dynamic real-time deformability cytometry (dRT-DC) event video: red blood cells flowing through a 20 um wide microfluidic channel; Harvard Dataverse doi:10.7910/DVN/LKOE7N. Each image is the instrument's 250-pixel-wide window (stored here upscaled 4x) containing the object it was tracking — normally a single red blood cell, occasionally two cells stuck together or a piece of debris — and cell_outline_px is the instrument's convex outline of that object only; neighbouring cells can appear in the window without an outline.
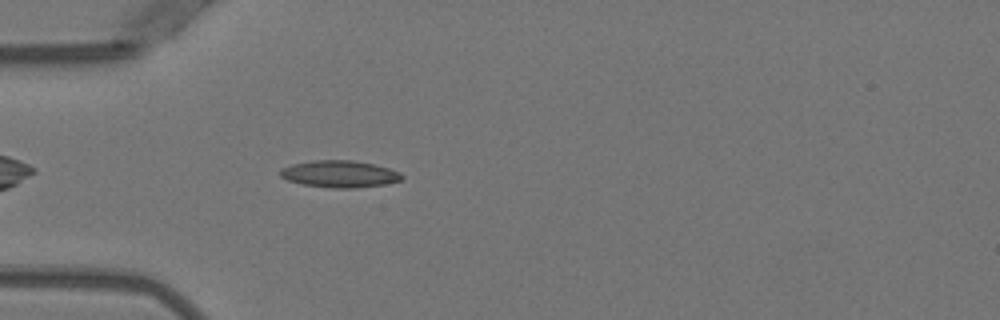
{"species": "Egyptian fruit bat (a non-hibernating species)", "species_latin": "Rousettus aegyptiacus", "temperature_condition": "warm", "stored_images_in_passage": 40, "camera_frame_rate_fps": 3000, "um_per_image_px": 0.085, "animal": {"sex": "female"}, "frame": {"image": 1, "passage_image": 4, "time_ms": 1.0, "image_size_px": [1000, 320], "cell_outline_px": [[404, 176], [400, 180], [384, 184], [356, 188], [332, 188], [304, 184], [288, 180], [280, 176], [280, 168], [292, 164], [312, 160], [352, 160], [372, 164], [388, 168], [400, 172]], "centroid_in_image_um": [28.85, 14.78], "position_along_channel_um": 56.2, "area_um2": 18.96}}
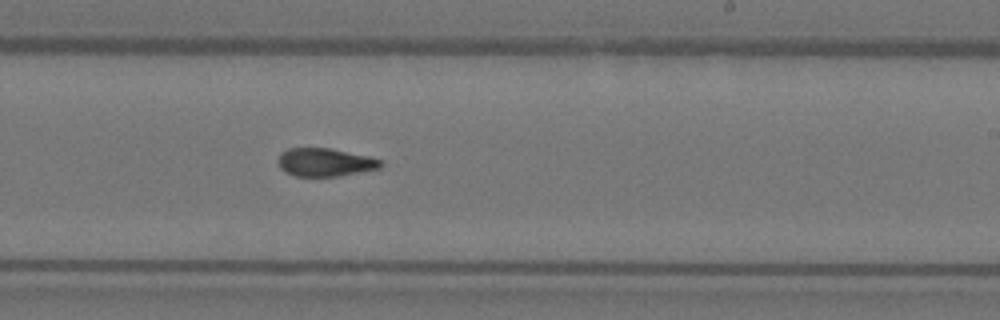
{"frame": {"image": 2, "passage_image": 20, "time_ms": 6.333, "image_size_px": [1000, 320], "cell_outline_px": [[384, 164], [380, 168], [340, 176], [296, 176], [284, 172], [280, 168], [280, 152], [288, 148], [328, 148], [368, 156], [380, 160]], "centroid_in_image_um": [27.63, 13.8], "position_along_channel_um": 261.4, "area_um2": 16.7}}
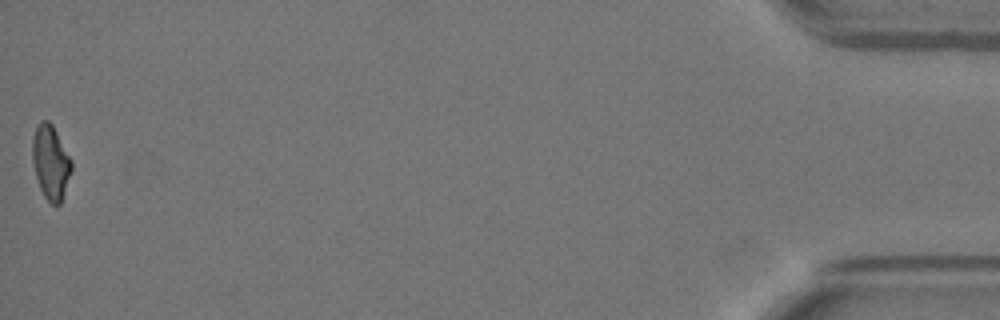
{"frame": {"image": 3, "passage_image": 40, "time_ms": 13.0, "image_size_px": [1000, 320], "cell_outline_px": [[72, 168], [60, 204], [52, 204], [44, 196], [40, 188], [36, 176], [32, 160], [32, 140], [36, 128], [40, 120], [48, 120], [52, 124], [72, 160]], "centroid_in_image_um": [4.3, 13.77], "position_along_channel_um": 430.9, "area_um2": 16.7}, "authors_computed_cell_mechanics": {"area_um2": 17.3689, "velocity_mm_per_s": 3.9642, "shape_relaxation_time_tau1_ms": null, "shape_relaxation_time_tau2_ms": 2.4994, "deformation_change_tau1": null, "deformation_change_tau2": 0.1002}}